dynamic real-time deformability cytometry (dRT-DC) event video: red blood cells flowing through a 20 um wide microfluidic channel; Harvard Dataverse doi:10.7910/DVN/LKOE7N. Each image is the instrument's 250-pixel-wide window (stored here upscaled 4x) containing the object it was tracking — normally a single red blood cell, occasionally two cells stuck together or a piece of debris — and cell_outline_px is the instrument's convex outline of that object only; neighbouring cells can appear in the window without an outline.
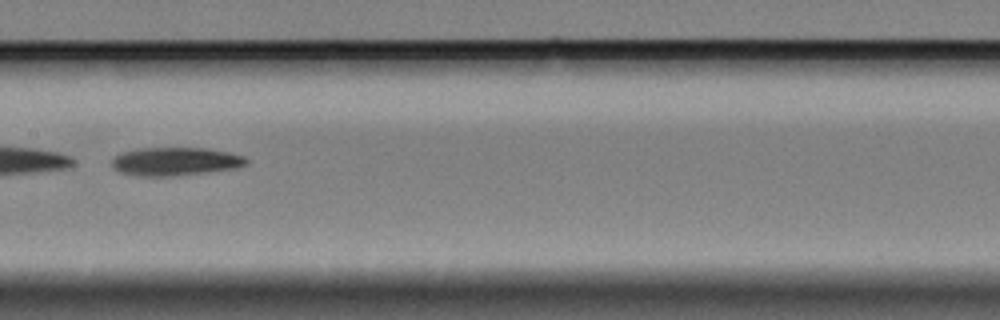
{"species": "Egyptian fruit bat (a non-hibernating species)", "species_latin": "Rousettus aegyptiacus", "temperature_condition": "cold", "stored_images_in_passage": 39, "camera_frame_rate_fps": 3000, "um_per_image_px": 0.085, "animal": {"sex": "female"}, "frame": {"image": 1, "passage_image": 12, "time_ms": 3.667, "image_size_px": [1000, 320], "cell_outline_px": [[248, 164], [236, 168], [168, 176], [136, 176], [120, 172], [112, 168], [112, 160], [120, 152], [140, 148], [204, 148], [228, 152], [244, 156], [248, 160]], "centroid_in_image_um": [14.87, 13.72], "position_along_channel_um": 192.5, "area_um2": 22.02}}
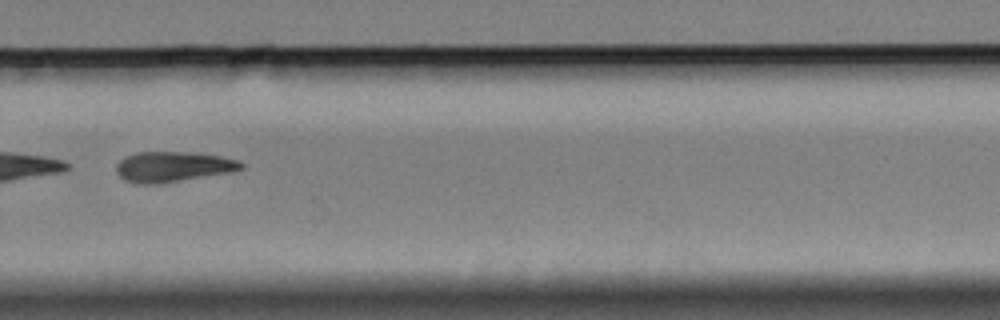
{"frame": {"image": 2, "passage_image": 23, "time_ms": 7.333, "image_size_px": [1000, 320], "cell_outline_px": [[244, 168], [232, 172], [160, 184], [136, 184], [124, 180], [116, 172], [116, 164], [124, 156], [136, 152], [188, 152], [220, 156], [240, 160], [244, 164]], "centroid_in_image_um": [14.69, 14.18], "position_along_channel_um": 315.1, "area_um2": 22.37}, "authors_computed_cell_mechanics": {"area_um2": 22.0218, "velocity_mm_per_s": 3.3643, "shape_relaxation_time_tau1_ms": 5.4938, "shape_relaxation_time_tau2_ms": null, "deformation_change_tau1": 0.1606, "deformation_change_tau2": null}}